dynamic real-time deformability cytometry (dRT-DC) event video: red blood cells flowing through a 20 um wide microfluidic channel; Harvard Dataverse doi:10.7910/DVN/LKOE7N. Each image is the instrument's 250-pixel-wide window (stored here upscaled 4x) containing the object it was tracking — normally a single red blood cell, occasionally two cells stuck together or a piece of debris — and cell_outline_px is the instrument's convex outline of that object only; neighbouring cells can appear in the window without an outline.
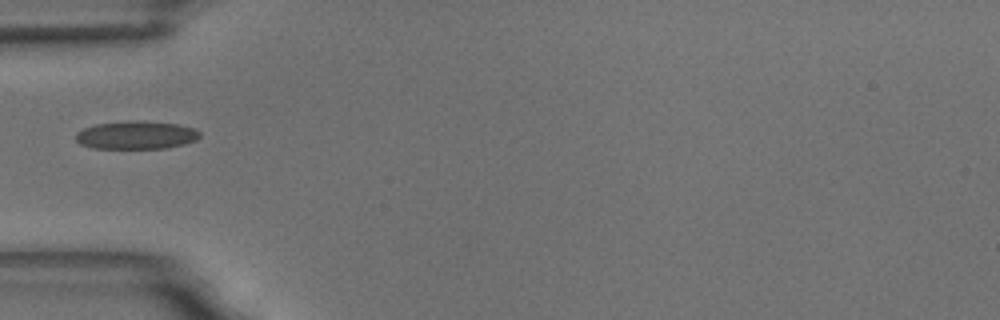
{"species": "common noctule bat (a hibernating species)", "species_latin": "Nyctalus noctula", "temperature_condition": "room temperature", "stored_images_in_passage": 3, "camera_frame_rate_fps": 3000, "um_per_image_px": 0.085, "animal": {"sex": "male", "body_mass_g": 18.8}, "frame": {"image": 1, "passage_image": 1, "time_ms": 0.0, "image_size_px": [1000, 320], "cell_outline_px": [[200, 136], [196, 140], [184, 144], [168, 148], [92, 148], [80, 144], [76, 140], [76, 132], [84, 128], [96, 124], [128, 120], [136, 120], [176, 124], [196, 128], [200, 132]], "centroid_in_image_um": [11.58, 11.48], "position_along_channel_um": 73.4, "area_um2": 20.4}}
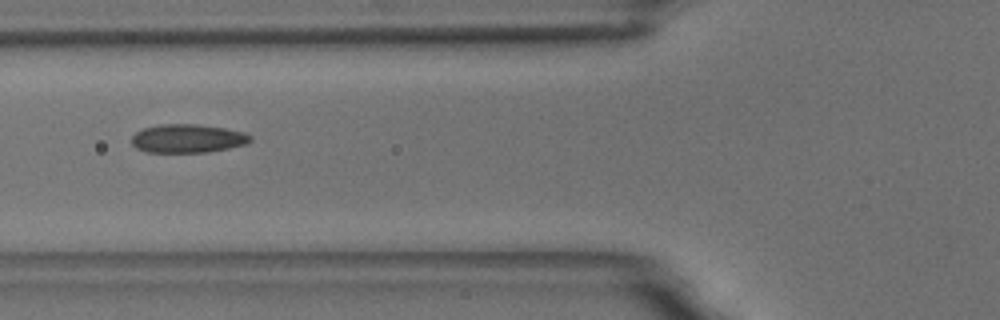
{"frame": {"image": 2, "passage_image": 2, "time_ms": 1.0, "image_size_px": [1000, 320], "cell_outline_px": [[252, 140], [248, 144], [208, 152], [144, 152], [136, 148], [132, 144], [132, 136], [136, 132], [144, 128], [160, 124], [196, 124], [224, 128], [244, 132], [252, 136]], "centroid_in_image_um": [15.96, 11.77], "position_along_channel_um": 109.8, "area_um2": 19.83}}